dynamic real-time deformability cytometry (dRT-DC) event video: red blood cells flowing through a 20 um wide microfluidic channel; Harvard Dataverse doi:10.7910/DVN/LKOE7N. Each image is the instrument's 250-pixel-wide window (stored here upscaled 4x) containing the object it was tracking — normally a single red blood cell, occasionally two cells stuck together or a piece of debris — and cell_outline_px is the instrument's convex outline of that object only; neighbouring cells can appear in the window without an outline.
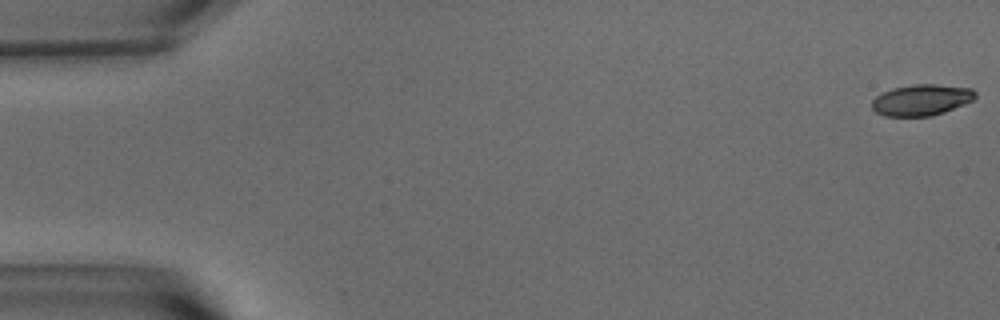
{"species": "common noctule bat (a hibernating species)", "species_latin": "Nyctalus noctula", "temperature_condition": "warm", "stored_images_in_passage": 9, "camera_frame_rate_fps": 3000, "um_per_image_px": 0.085, "animal": {"sex": "male", "body_mass_g": 15.6}, "frame": {"image": 1, "passage_image": 1, "time_ms": 0.0, "image_size_px": [1000, 320], "cell_outline_px": [[976, 96], [972, 100], [964, 104], [944, 112], [932, 116], [884, 116], [876, 112], [872, 108], [872, 100], [876, 96], [892, 88], [912, 84], [936, 84], [972, 88], [976, 92]], "centroid_in_image_um": [78.32, 8.49], "position_along_channel_um": 6.7, "area_um2": 18.79}}